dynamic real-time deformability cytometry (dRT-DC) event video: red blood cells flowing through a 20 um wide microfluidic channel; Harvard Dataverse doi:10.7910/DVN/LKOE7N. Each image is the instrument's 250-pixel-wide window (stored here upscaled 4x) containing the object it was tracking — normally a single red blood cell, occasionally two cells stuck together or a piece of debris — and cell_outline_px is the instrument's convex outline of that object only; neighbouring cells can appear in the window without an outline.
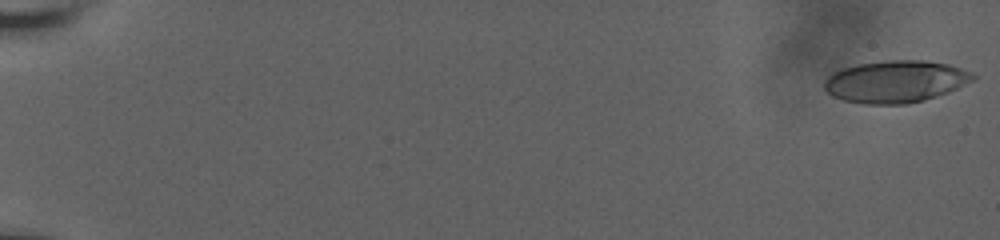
{"species": "human", "species_latin": "Homo sapiens", "temperature_condition": "room temperature", "stored_images_in_passage": 58, "camera_frame_rate_fps": 3000, "um_per_image_px": 0.085, "donor": {"sex": "male"}, "frame": {"image": 1, "passage_image": 1, "time_ms": 0.0, "image_size_px": [1000, 240], "cell_outline_px": [[976, 76], [972, 80], [948, 92], [924, 100], [904, 104], [864, 104], [844, 100], [832, 96], [824, 88], [824, 80], [832, 72], [844, 68], [860, 64], [892, 60], [924, 60], [948, 64], [972, 72]], "centroid_in_image_um": [76.1, 6.93], "position_along_channel_um": 8.9, "area_um2": 36.18}}
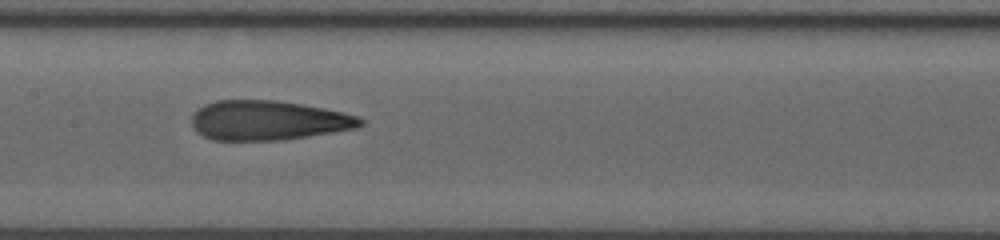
{"frame": {"image": 2, "passage_image": 32, "time_ms": 10.333, "image_size_px": [1000, 240], "cell_outline_px": [[364, 124], [356, 128], [284, 140], [212, 140], [196, 132], [192, 128], [192, 116], [204, 104], [216, 100], [276, 100], [304, 104], [344, 112], [360, 116], [364, 120]], "centroid_in_image_um": [22.81, 10.23], "position_along_channel_um": 184.6, "area_um2": 39.13}}
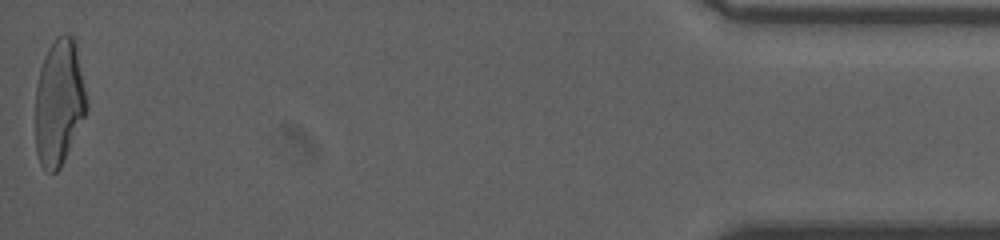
{"frame": {"image": 3, "passage_image": 58, "time_ms": 19.0, "image_size_px": [1000, 240], "cell_outline_px": [[88, 108], [60, 168], [56, 172], [48, 172], [40, 164], [36, 152], [36, 88], [40, 68], [44, 56], [48, 48], [56, 36], [72, 36], [76, 40], [88, 104]], "centroid_in_image_um": [5.02, 8.68], "position_along_channel_um": 430.2, "area_um2": 37.57}, "authors_computed_cell_mechanics": {"area_um2": 38.3503, "velocity_mm_per_s": 3.7999, "shape_relaxation_time_tau1_ms": 7.7733, "shape_relaxation_time_tau2_ms": 1.6796, "deformation_change_tau1": 0.2776, "deformation_change_tau2": 0.1179}}